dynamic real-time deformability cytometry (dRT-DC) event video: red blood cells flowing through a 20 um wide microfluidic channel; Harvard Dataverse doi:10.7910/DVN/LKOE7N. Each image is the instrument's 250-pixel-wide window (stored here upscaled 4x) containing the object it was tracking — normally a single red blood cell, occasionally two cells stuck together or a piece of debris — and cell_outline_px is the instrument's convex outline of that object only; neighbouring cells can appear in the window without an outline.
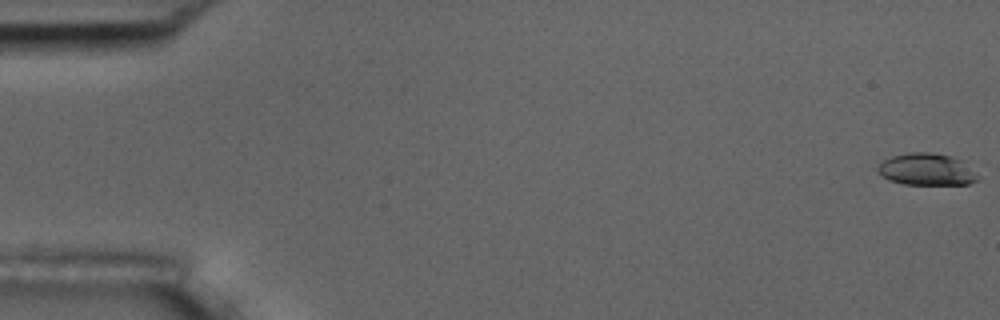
{"species": "common noctule bat (a hibernating species)", "species_latin": "Nyctalus noctula", "temperature_condition": "room temperature", "stored_images_in_passage": 57, "camera_frame_rate_fps": 3000, "um_per_image_px": 0.085, "animal": {"sex": "male", "body_mass_g": 17.5, "forearm_length_mm": 52.3}, "frame": {"image": 1, "passage_image": 1, "time_ms": 0.0, "image_size_px": [1000, 320], "cell_outline_px": [[980, 180], [968, 184], [904, 184], [888, 180], [876, 168], [884, 160], [892, 156], [908, 152], [932, 152], [964, 160]], "centroid_in_image_um": [78.78, 14.39], "position_along_channel_um": 6.2, "area_um2": 18.5}}
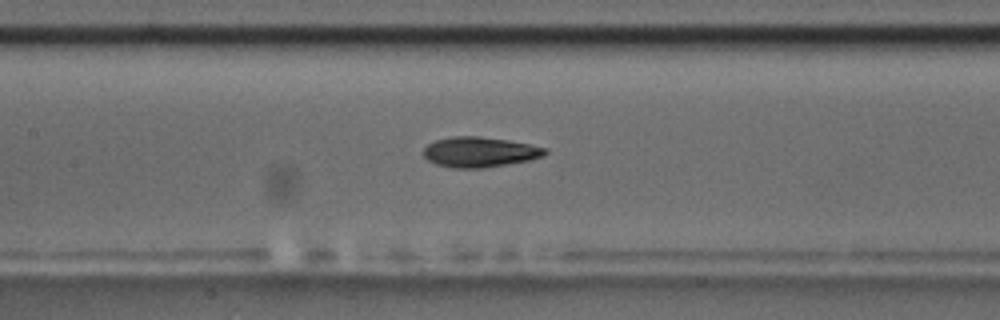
{"frame": {"image": 2, "passage_image": 27, "time_ms": 8.667, "image_size_px": [1000, 320], "cell_outline_px": [[548, 152], [544, 156], [528, 160], [484, 168], [452, 168], [436, 164], [428, 160], [424, 156], [424, 148], [428, 144], [436, 140], [452, 136], [480, 136], [508, 140], [548, 148]], "centroid_in_image_um": [40.78, 12.92], "position_along_channel_um": 166.6, "area_um2": 21.39}}
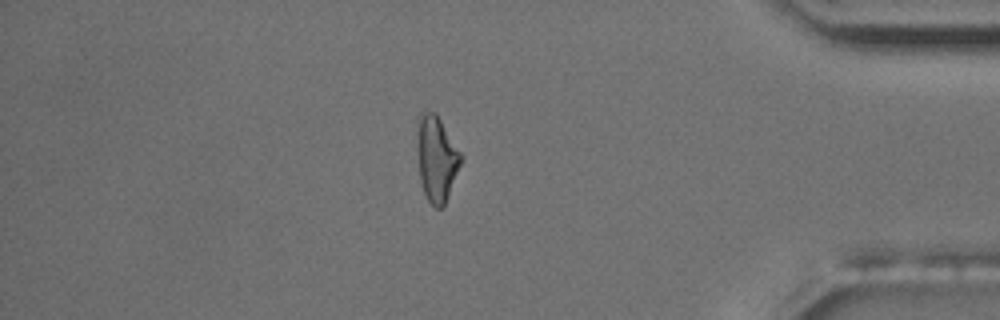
{"frame": {"image": 3, "passage_image": 49, "time_ms": 16.0, "image_size_px": [1000, 320], "cell_outline_px": [[464, 156], [444, 204], [440, 208], [436, 208], [428, 200], [424, 192], [420, 180], [416, 140], [416, 116], [420, 112], [436, 112]], "centroid_in_image_um": [37.08, 13.39], "position_along_channel_um": 398.1, "area_um2": 22.08}, "authors_computed_cell_mechanics": {"area_um2": 20.7502, "velocity_mm_per_s": 3.6175, "shape_relaxation_time_tau1_ms": 3.3008, "shape_relaxation_time_tau2_ms": 2.9967, "deformation_change_tau1": 0.1506, "deformation_change_tau2": 0.1102}}